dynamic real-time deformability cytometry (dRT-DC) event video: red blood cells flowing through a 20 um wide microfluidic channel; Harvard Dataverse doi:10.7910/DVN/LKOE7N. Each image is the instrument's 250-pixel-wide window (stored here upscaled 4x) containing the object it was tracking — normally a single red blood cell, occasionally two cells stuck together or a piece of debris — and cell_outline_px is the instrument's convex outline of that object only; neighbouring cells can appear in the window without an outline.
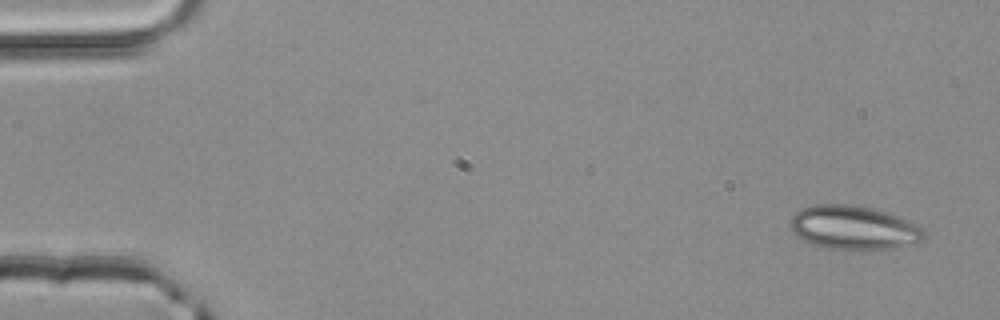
{"species": "common noctule bat (a hibernating species)", "species_latin": "Nyctalus noctula", "temperature_condition": "room temperature", "stored_images_in_passage": 4, "camera_frame_rate_fps": 3000, "um_per_image_px": 0.085, "animal": {"sex": "male", "body_mass_g": 20.4}, "frame": {"image": 1, "passage_image": 1, "time_ms": 0.0, "image_size_px": [1000, 320], "cell_outline_px": [[924, 240], [892, 248], [872, 252], [844, 252], [824, 248], [812, 244], [804, 240], [792, 232], [792, 216], [800, 208], [812, 204], [848, 204], [872, 208], [920, 224], [924, 228]], "centroid_in_image_um": [72.57, 19.4], "position_along_channel_um": 12.4, "area_um2": 35.08}}